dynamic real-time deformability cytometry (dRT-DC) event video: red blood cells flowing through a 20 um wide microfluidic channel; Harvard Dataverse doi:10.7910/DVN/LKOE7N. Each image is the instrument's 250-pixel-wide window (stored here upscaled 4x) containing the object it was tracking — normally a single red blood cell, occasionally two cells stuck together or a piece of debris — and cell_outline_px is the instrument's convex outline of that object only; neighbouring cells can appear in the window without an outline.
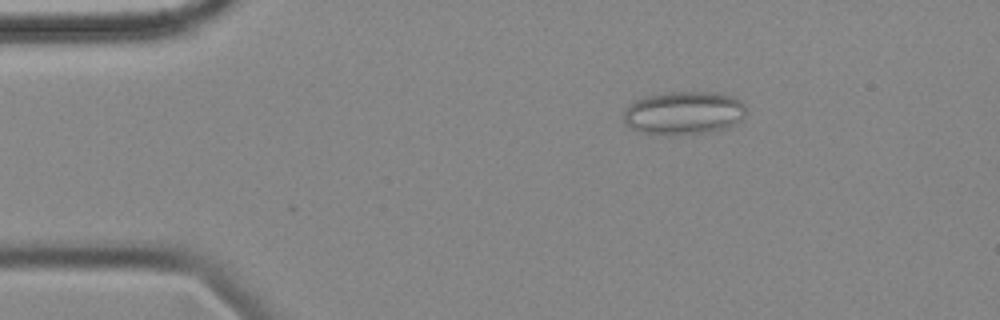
{"species": "common noctule bat (a hibernating species)", "species_latin": "Nyctalus noctula", "temperature_condition": "cold", "stored_images_in_passage": 48, "camera_frame_rate_fps": 3000, "um_per_image_px": 0.085, "animal": {"sex": "female", "body_mass_g": 18.4}, "frame": {"image": 1, "passage_image": 1, "time_ms": 0.0, "image_size_px": [1000, 320], "cell_outline_px": [[748, 112], [744, 120], [724, 128], [708, 132], [672, 136], [664, 136], [644, 132], [632, 128], [624, 124], [624, 108], [628, 104], [644, 96], [668, 92], [720, 92], [732, 96], [740, 100], [744, 104]], "centroid_in_image_um": [58.14, 9.6], "position_along_channel_um": 26.9, "area_um2": 31.56}}
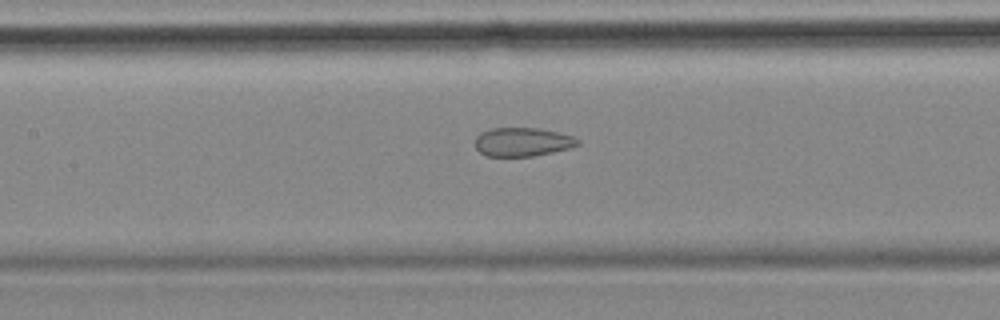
{"frame": {"image": 2, "passage_image": 17, "time_ms": 5.333, "image_size_px": [1000, 320], "cell_outline_px": [[580, 144], [568, 148], [552, 152], [532, 156], [488, 156], [480, 152], [476, 148], [476, 136], [480, 132], [492, 128], [540, 128], [560, 132], [572, 136], [580, 140]], "centroid_in_image_um": [44.42, 12.05], "position_along_channel_um": 163.0, "area_um2": 17.17}}
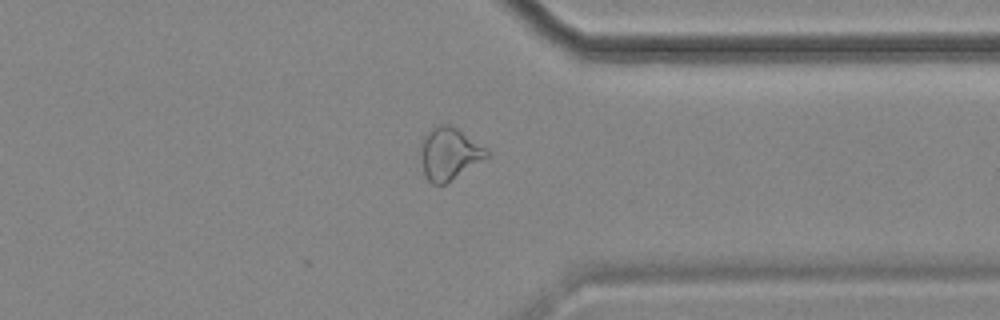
{"frame": {"image": 3, "passage_image": 35, "time_ms": 11.333, "image_size_px": [1000, 320], "cell_outline_px": [[488, 156], [444, 184], [432, 184], [428, 180], [424, 172], [420, 156], [420, 144], [424, 136], [432, 128], [440, 124], [452, 124], [484, 148], [488, 152]], "centroid_in_image_um": [38.12, 13.04], "position_along_channel_um": 373.3, "area_um2": 19.59}, "authors_computed_cell_mechanics": {"area_um2": 20.3745, "velocity_mm_per_s": 3.5643, "shape_relaxation_time_tau1_ms": null, "shape_relaxation_time_tau2_ms": 2.0804, "deformation_change_tau1": null, "deformation_change_tau2": 0.0827}}